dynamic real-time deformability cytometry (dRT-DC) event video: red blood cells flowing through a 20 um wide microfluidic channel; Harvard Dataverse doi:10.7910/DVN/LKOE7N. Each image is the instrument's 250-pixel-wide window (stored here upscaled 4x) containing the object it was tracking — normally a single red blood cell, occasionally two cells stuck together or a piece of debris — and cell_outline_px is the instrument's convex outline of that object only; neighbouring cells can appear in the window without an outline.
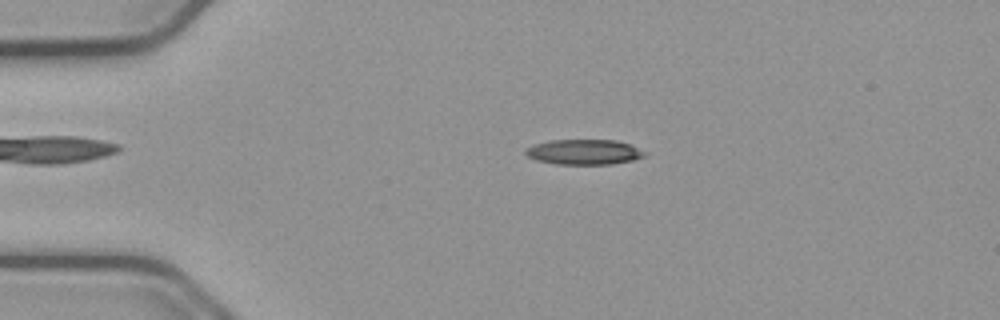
{"species": "common noctule bat (a hibernating species)", "species_latin": "Nyctalus noctula", "temperature_condition": "cold", "stored_images_in_passage": 55, "camera_frame_rate_fps": 3000, "um_per_image_px": 0.085, "animal": {"sex": "male", "body_mass_g": 23.1, "forearm_length_mm": 52.7}, "frame": {"image": 1, "passage_image": 12, "time_ms": 3.667, "image_size_px": [1000, 320], "cell_outline_px": [[648, 152], [644, 156], [632, 160], [612, 164], [556, 164], [536, 160], [528, 156], [524, 152], [528, 148], [536, 144], [552, 140], [616, 140], [628, 144]], "centroid_in_image_um": [49.67, 12.92], "position_along_channel_um": 35.3, "area_um2": 17.28}}
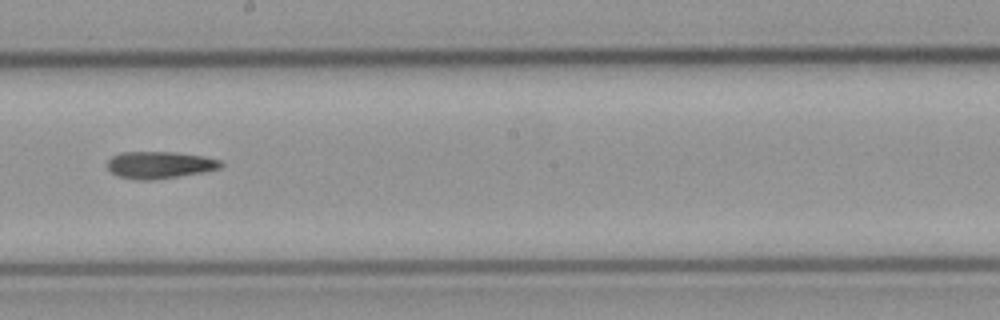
{"frame": {"image": 2, "passage_image": 31, "time_ms": 10.0, "image_size_px": [1000, 320], "cell_outline_px": [[224, 164], [220, 168], [204, 172], [152, 180], [140, 180], [120, 176], [112, 172], [108, 168], [108, 160], [112, 156], [120, 152], [176, 152], [204, 156], [220, 160]], "centroid_in_image_um": [13.6, 14.01], "position_along_channel_um": 234.6, "area_um2": 17.8}}
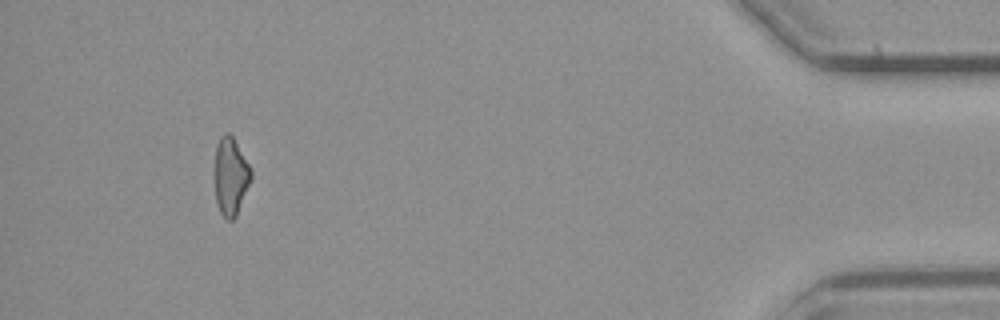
{"frame": {"image": 3, "passage_image": 51, "time_ms": 16.667, "image_size_px": [1000, 320], "cell_outline_px": [[252, 180], [236, 216], [232, 220], [228, 220], [220, 212], [216, 204], [216, 144], [220, 136], [224, 132], [228, 132], [232, 136], [248, 164], [252, 172]], "centroid_in_image_um": [19.62, 15.0], "position_along_channel_um": 415.6, "area_um2": 16.24}}